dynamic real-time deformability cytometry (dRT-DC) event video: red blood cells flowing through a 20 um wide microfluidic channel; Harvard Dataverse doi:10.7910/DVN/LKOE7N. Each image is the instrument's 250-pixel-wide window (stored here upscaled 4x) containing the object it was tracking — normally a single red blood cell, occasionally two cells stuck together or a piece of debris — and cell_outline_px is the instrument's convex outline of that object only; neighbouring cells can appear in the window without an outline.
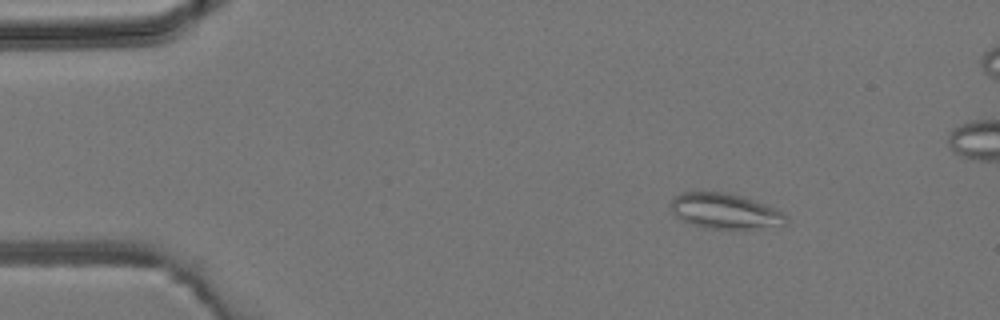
{"species": "common noctule bat (a hibernating species)", "species_latin": "Nyctalus noctula", "temperature_condition": "room temperature", "stored_images_in_passage": 3, "camera_frame_rate_fps": 3000, "um_per_image_px": 0.085, "animal": {"sex": "male", "body_mass_g": 19.2, "forearm_length_mm": 51.8}, "frame": {"image": 1, "passage_image": 3, "time_ms": 3.0, "image_size_px": [1000, 320], "cell_outline_px": [[788, 220], [784, 224], [752, 228], [704, 228], [692, 224], [676, 216], [672, 212], [668, 204], [676, 196], [684, 192], [720, 192], [744, 196], [764, 204], [780, 212]], "centroid_in_image_um": [61.54, 17.93], "position_along_channel_um": 23.5, "area_um2": 23.18}}